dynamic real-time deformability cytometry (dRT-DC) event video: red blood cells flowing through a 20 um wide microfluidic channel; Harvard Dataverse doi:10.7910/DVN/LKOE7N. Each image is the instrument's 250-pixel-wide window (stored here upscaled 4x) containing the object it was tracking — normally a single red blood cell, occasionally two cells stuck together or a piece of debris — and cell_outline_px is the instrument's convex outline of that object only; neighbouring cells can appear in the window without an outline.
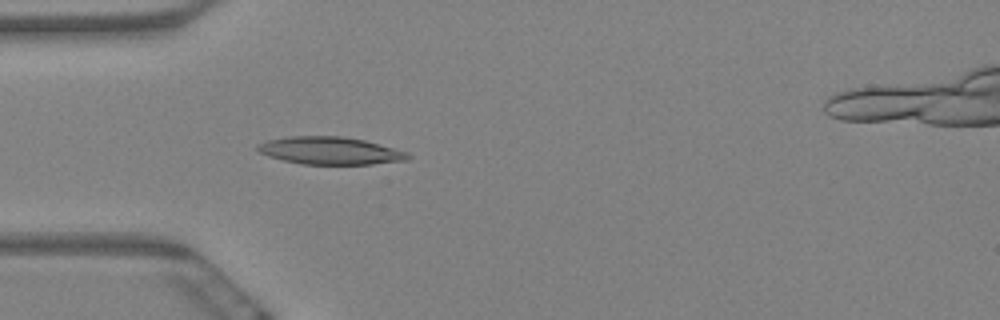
{"species": "Egyptian fruit bat (a non-hibernating species)", "species_latin": "Rousettus aegyptiacus", "temperature_condition": "warm", "stored_images_in_passage": 5, "camera_frame_rate_fps": 3000, "um_per_image_px": 0.085, "animal": {"sex": "female"}, "frame": {"image": 1, "passage_image": 5, "time_ms": 1.333, "image_size_px": [1000, 320], "cell_outline_px": [[412, 156], [408, 160], [372, 164], [300, 164], [268, 156], [260, 152], [256, 148], [256, 144], [268, 140], [288, 136], [340, 136], [364, 140], [408, 152]], "centroid_in_image_um": [28.06, 12.81], "position_along_channel_um": 56.9, "area_um2": 24.1}}